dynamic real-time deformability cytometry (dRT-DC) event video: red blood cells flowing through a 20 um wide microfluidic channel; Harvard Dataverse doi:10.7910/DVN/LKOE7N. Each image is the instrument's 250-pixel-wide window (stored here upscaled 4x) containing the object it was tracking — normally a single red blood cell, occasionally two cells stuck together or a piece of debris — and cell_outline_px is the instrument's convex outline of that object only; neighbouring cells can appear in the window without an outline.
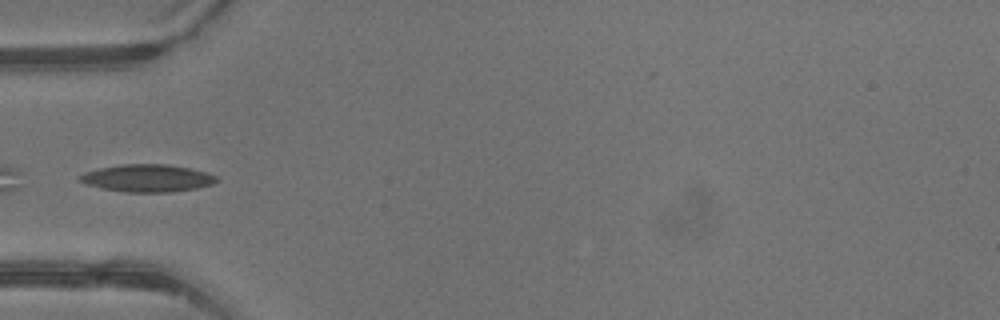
{"species": "common noctule bat (a hibernating species)", "species_latin": "Nyctalus noctula", "temperature_condition": "warm", "stored_images_in_passage": 3, "camera_frame_rate_fps": 3000, "um_per_image_px": 0.085, "animal": {"sex": "male", "body_mass_g": 13.3}, "frame": {"image": 1, "passage_image": 3, "time_ms": 0.667, "image_size_px": [1000, 320], "cell_outline_px": [[220, 180], [212, 184], [196, 188], [172, 192], [124, 192], [100, 188], [88, 184], [80, 180], [76, 176], [84, 172], [100, 168], [120, 164], [164, 164], [188, 168], [208, 172], [216, 176]], "centroid_in_image_um": [12.52, 15.14], "position_along_channel_um": 72.5, "area_um2": 21.91}}